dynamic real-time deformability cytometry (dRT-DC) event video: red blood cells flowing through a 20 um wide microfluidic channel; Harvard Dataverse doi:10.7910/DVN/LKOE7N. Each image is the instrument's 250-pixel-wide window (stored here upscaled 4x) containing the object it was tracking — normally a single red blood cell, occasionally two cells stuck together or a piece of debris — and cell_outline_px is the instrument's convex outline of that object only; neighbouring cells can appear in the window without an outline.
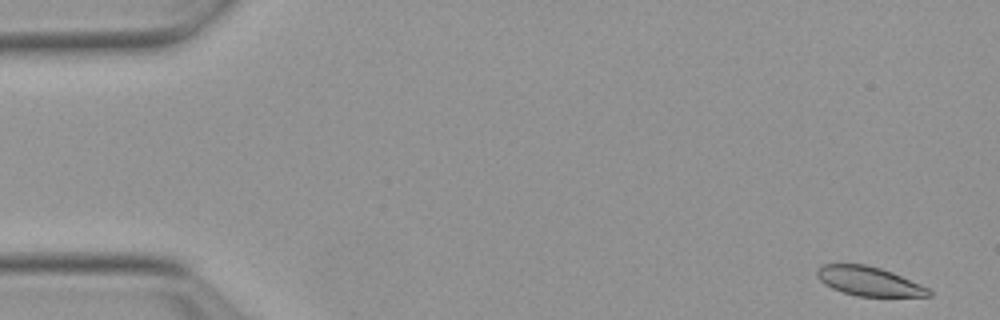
{"species": "Egyptian fruit bat (a non-hibernating species)", "species_latin": "Rousettus aegyptiacus", "temperature_condition": "warm", "stored_images_in_passage": 53, "camera_frame_rate_fps": 3000, "um_per_image_px": 0.085, "animal": {"sex": "female"}, "frame": {"image": 1, "passage_image": 1, "time_ms": 0.0, "image_size_px": [1000, 320], "cell_outline_px": [[932, 296], [856, 296], [832, 288], [824, 284], [816, 276], [816, 272], [820, 264], [864, 264], [880, 268], [892, 272], [920, 284], [928, 288], [932, 292]], "centroid_in_image_um": [73.83, 23.9], "position_along_channel_um": 11.2, "area_um2": 18.9}}
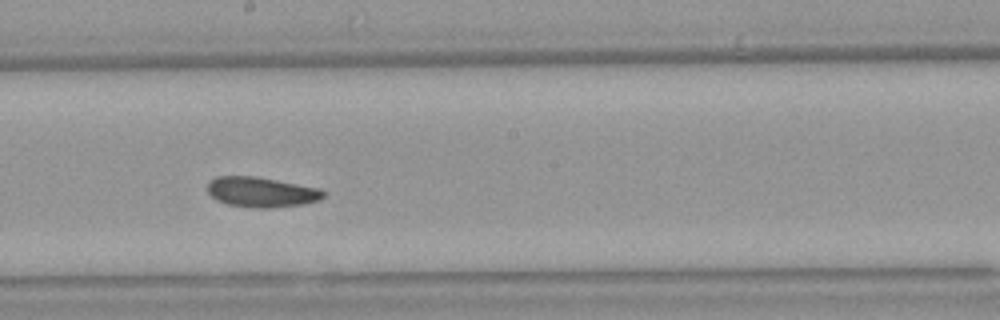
{"frame": {"image": 2, "passage_image": 28, "time_ms": 9.0, "image_size_px": [1000, 320], "cell_outline_px": [[324, 196], [320, 200], [304, 204], [268, 208], [252, 208], [228, 204], [216, 200], [208, 192], [208, 180], [216, 176], [256, 176], [320, 188], [324, 192]], "centroid_in_image_um": [22.2, 16.32], "position_along_channel_um": 226.0, "area_um2": 20.46}}
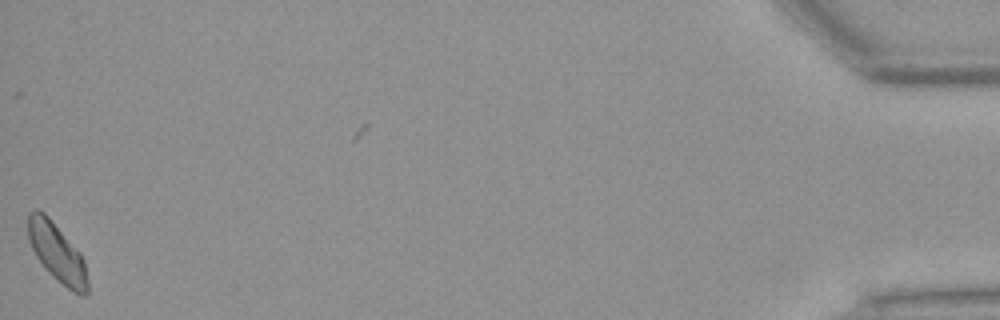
{"frame": {"image": 3, "passage_image": 52, "time_ms": 17.0, "image_size_px": [1000, 320], "cell_outline_px": [[88, 292], [84, 296], [80, 296], [72, 292], [52, 276], [48, 272], [36, 256], [28, 240], [28, 212], [36, 208], [44, 212], [48, 216], [80, 252], [84, 260], [88, 280]], "centroid_in_image_um": [4.86, 21.49], "position_along_channel_um": 430.3, "area_um2": 20.46}, "authors_computed_cell_mechanics": {"area_um2": 20.1722, "velocity_mm_per_s": 3.8149, "shape_relaxation_time_tau1_ms": 3.6084, "shape_relaxation_time_tau2_ms": 3.6223, "deformation_change_tau1": 0.1128, "deformation_change_tau2": 0.0905}}